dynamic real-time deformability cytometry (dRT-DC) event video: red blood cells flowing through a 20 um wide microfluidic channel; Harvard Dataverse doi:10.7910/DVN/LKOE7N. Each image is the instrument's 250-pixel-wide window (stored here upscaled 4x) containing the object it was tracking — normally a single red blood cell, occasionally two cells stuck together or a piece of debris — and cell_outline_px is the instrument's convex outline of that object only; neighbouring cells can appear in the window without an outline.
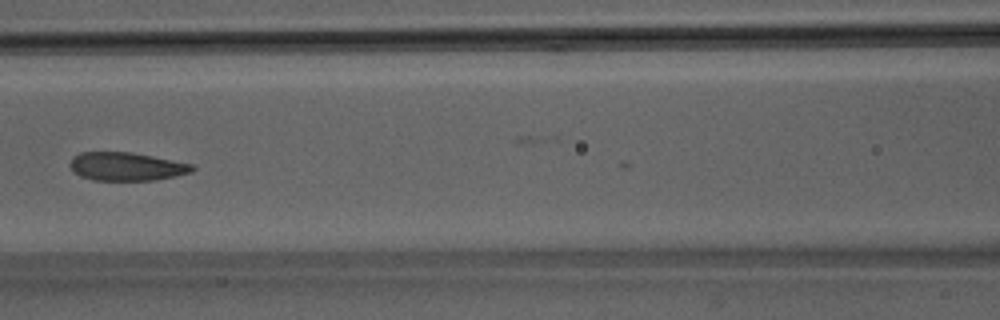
{"species": "Egyptian fruit bat (a non-hibernating species)", "species_latin": "Rousettus aegyptiacus", "temperature_condition": "room temperature", "stored_images_in_passage": 7, "camera_frame_rate_fps": 3000, "um_per_image_px": 0.085, "animal": {"sex": "male"}, "frame": {"image": 1, "passage_image": 6, "time_ms": 1.667, "image_size_px": [1000, 320], "cell_outline_px": [[196, 168], [192, 172], [176, 176], [156, 180], [92, 180], [80, 176], [72, 172], [68, 164], [72, 156], [80, 152], [132, 152], [192, 164]], "centroid_in_image_um": [10.7, 14.15], "position_along_channel_um": 155.9, "area_um2": 20.4}}